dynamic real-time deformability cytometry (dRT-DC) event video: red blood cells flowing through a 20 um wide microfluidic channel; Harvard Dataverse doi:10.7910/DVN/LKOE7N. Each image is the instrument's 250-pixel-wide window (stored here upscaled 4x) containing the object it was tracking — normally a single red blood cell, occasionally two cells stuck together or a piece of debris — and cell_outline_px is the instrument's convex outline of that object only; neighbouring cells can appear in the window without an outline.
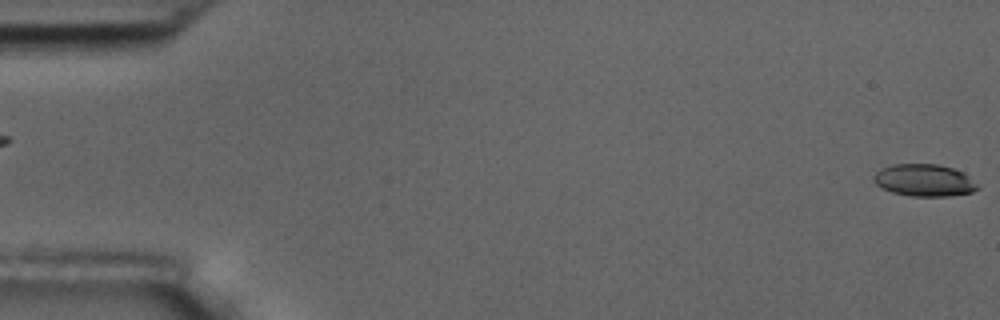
{"species": "common noctule bat (a hibernating species)", "species_latin": "Nyctalus noctula", "temperature_condition": "room temperature", "stored_images_in_passage": 4, "segment_of_instrument_passage": [2, 2], "camera_frame_rate_fps": 3000, "um_per_image_px": 0.085, "animal": {"sex": "male", "body_mass_g": 17.5, "forearm_length_mm": 52.3}, "frame": {"image": 1, "passage_image": 4, "time_ms": 3.667, "image_size_px": [1000, 320], "cell_outline_px": [[980, 188], [972, 192], [948, 196], [912, 196], [892, 192], [876, 184], [872, 180], [872, 176], [880, 168], [892, 164], [936, 164], [952, 168], [964, 172]], "centroid_in_image_um": [78.53, 15.31], "position_along_channel_um": 6.5, "area_um2": 19.42}}